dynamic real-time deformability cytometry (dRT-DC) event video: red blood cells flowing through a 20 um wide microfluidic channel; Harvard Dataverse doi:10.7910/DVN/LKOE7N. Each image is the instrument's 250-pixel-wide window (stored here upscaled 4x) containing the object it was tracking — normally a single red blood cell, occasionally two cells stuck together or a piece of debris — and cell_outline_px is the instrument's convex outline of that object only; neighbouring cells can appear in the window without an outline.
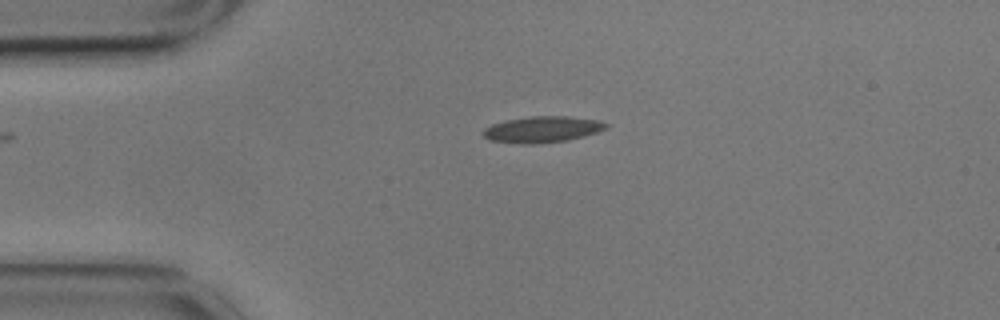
{"species": "common noctule bat (a hibernating species)", "species_latin": "Nyctalus noctula", "temperature_condition": "cold", "stored_images_in_passage": 46, "camera_frame_rate_fps": 3000, "um_per_image_px": 0.085, "animal": {"sex": "male", "body_mass_g": 17.9}, "frame": {"image": 1, "passage_image": 1, "time_ms": 0.0, "image_size_px": [1000, 320], "cell_outline_px": [[608, 128], [584, 136], [568, 140], [536, 144], [520, 144], [492, 140], [484, 136], [480, 132], [484, 128], [492, 124], [508, 120], [532, 116], [568, 116], [600, 120], [608, 124]], "centroid_in_image_um": [46.11, 11.0], "position_along_channel_um": 38.9, "area_um2": 18.79}}
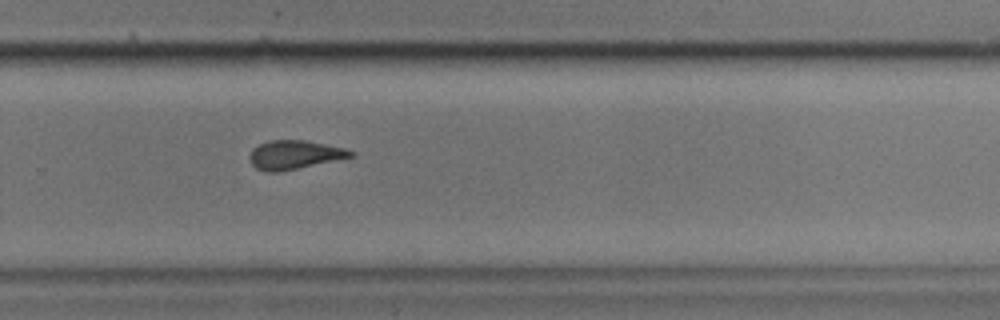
{"frame": {"image": 2, "passage_image": 26, "time_ms": 8.333, "image_size_px": [1000, 320], "cell_outline_px": [[356, 156], [276, 172], [268, 172], [256, 168], [252, 164], [252, 148], [260, 144], [272, 140], [304, 140], [344, 148], [356, 152]], "centroid_in_image_um": [25.08, 13.15], "position_along_channel_um": 304.7, "area_um2": 16.53}}
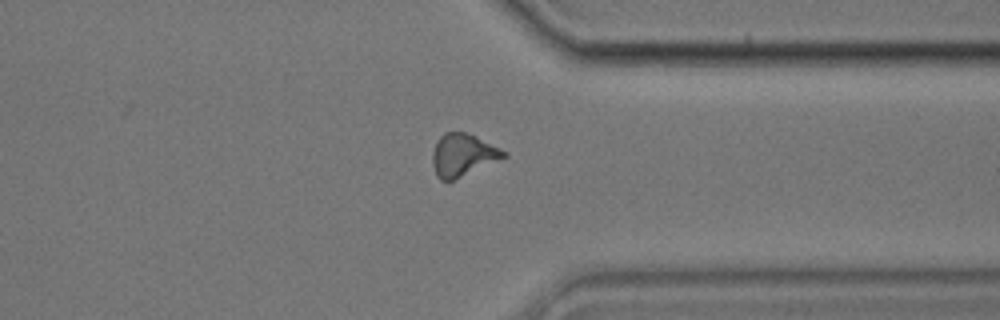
{"frame": {"image": 3, "passage_image": 32, "time_ms": 10.333, "image_size_px": [1000, 320], "cell_outline_px": [[508, 156], [452, 180], [440, 180], [436, 176], [432, 164], [432, 152], [436, 140], [444, 132], [464, 132], [476, 136], [508, 152]], "centroid_in_image_um": [39.32, 13.16], "position_along_channel_um": 372.1, "area_um2": 17.57}, "authors_computed_cell_mechanics": {"area_um2": 17.2244, "velocity_mm_per_s": 3.4985, "shape_relaxation_time_tau1_ms": null, "shape_relaxation_time_tau2_ms": 2.0674, "deformation_change_tau1": null, "deformation_change_tau2": 0.0922}}